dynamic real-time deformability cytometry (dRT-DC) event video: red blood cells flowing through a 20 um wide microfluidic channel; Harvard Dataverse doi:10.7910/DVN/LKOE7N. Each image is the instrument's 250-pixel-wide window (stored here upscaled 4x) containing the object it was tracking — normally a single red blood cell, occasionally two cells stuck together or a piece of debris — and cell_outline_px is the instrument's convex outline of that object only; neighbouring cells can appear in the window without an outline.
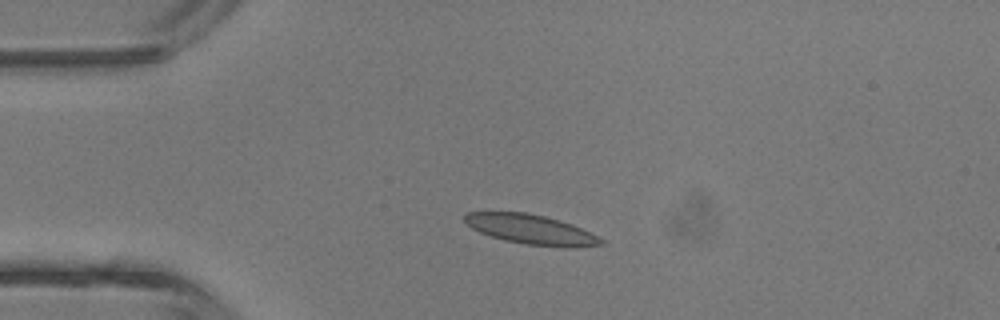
{"species": "common noctule bat (a hibernating species)", "species_latin": "Nyctalus noctula", "temperature_condition": "room temperature", "stored_images_in_passage": 4, "camera_frame_rate_fps": 3000, "um_per_image_px": 0.085, "animal": {"sex": "male", "body_mass_g": 13.3}, "frame": {"image": 1, "passage_image": 3, "time_ms": 2.333, "image_size_px": [1000, 320], "cell_outline_px": [[604, 244], [572, 248], [568, 248], [524, 244], [504, 240], [480, 232], [472, 228], [464, 220], [464, 216], [468, 212], [528, 212], [560, 220], [572, 224], [604, 240]], "centroid_in_image_um": [45.15, 19.51], "position_along_channel_um": 39.9, "area_um2": 23.47}}